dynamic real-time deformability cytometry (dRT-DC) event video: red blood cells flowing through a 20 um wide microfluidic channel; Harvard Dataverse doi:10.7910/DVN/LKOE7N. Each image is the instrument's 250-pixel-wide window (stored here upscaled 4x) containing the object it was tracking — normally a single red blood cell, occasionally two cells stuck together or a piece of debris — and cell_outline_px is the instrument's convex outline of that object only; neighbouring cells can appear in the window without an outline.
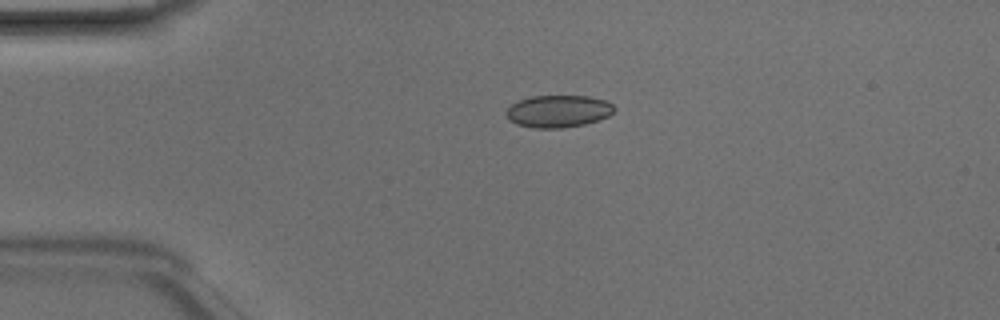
{"species": "Egyptian fruit bat (a non-hibernating species)", "species_latin": "Rousettus aegyptiacus", "temperature_condition": "room temperature", "stored_images_in_passage": 39, "camera_frame_rate_fps": 3000, "um_per_image_px": 0.085, "animal": {"sex": "male"}, "frame": {"image": 1, "passage_image": 2, "time_ms": 0.333, "image_size_px": [1000, 320], "cell_outline_px": [[616, 108], [608, 116], [584, 124], [564, 128], [532, 128], [516, 124], [508, 120], [504, 112], [512, 104], [528, 96], [588, 96], [604, 100], [612, 104]], "centroid_in_image_um": [47.4, 9.46], "position_along_channel_um": 37.6, "area_um2": 20.35}}
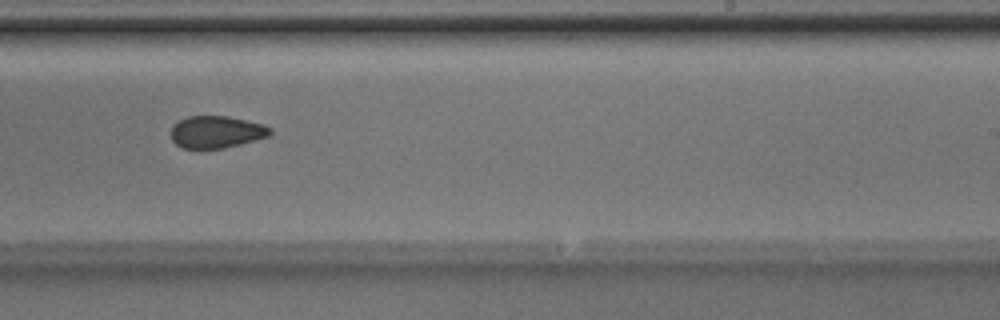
{"frame": {"image": 2, "passage_image": 21, "time_ms": 6.667, "image_size_px": [1000, 320], "cell_outline_px": [[272, 132], [268, 136], [256, 140], [224, 148], [180, 148], [172, 140], [168, 132], [172, 124], [188, 116], [228, 116], [264, 124], [272, 128]], "centroid_in_image_um": [18.35, 11.21], "position_along_channel_um": 270.6, "area_um2": 18.84}}
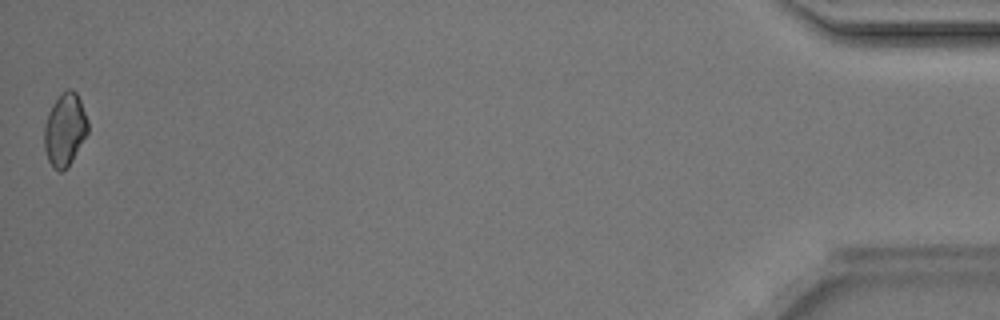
{"frame": {"image": 3, "passage_image": 39, "time_ms": 12.667, "image_size_px": [1000, 320], "cell_outline_px": [[88, 132], [72, 160], [60, 172], [52, 168], [48, 160], [44, 148], [44, 124], [48, 112], [52, 104], [68, 88], [72, 88], [76, 92], [80, 100], [88, 120]], "centroid_in_image_um": [5.5, 11.01], "position_along_channel_um": 429.7, "area_um2": 18.38}, "authors_computed_cell_mechanics": {"area_um2": 19.363, "velocity_mm_per_s": 4.2155, "shape_relaxation_time_tau1_ms": 5.9612, "shape_relaxation_time_tau2_ms": 3.0109, "deformation_change_tau1": 0.0643, "deformation_change_tau2": 0.0713}}